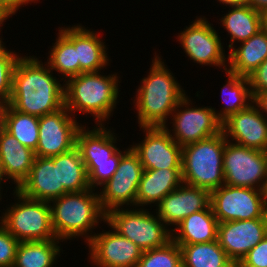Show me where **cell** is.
<instances>
[{
	"label": "cell",
	"mask_w": 267,
	"mask_h": 267,
	"mask_svg": "<svg viewBox=\"0 0 267 267\" xmlns=\"http://www.w3.org/2000/svg\"><path fill=\"white\" fill-rule=\"evenodd\" d=\"M191 105V98L185 95L171 114L173 129L164 126L180 146L198 142L222 131V122L216 117L215 108Z\"/></svg>",
	"instance_id": "30bf717a"
},
{
	"label": "cell",
	"mask_w": 267,
	"mask_h": 267,
	"mask_svg": "<svg viewBox=\"0 0 267 267\" xmlns=\"http://www.w3.org/2000/svg\"><path fill=\"white\" fill-rule=\"evenodd\" d=\"M219 20L230 35L227 46L230 50L235 47V43L246 41L261 30L259 11L247 3L231 6L226 15Z\"/></svg>",
	"instance_id": "83f0119b"
},
{
	"label": "cell",
	"mask_w": 267,
	"mask_h": 267,
	"mask_svg": "<svg viewBox=\"0 0 267 267\" xmlns=\"http://www.w3.org/2000/svg\"><path fill=\"white\" fill-rule=\"evenodd\" d=\"M58 165L59 197L65 193L90 189L86 166L77 147L51 157Z\"/></svg>",
	"instance_id": "4316f807"
},
{
	"label": "cell",
	"mask_w": 267,
	"mask_h": 267,
	"mask_svg": "<svg viewBox=\"0 0 267 267\" xmlns=\"http://www.w3.org/2000/svg\"><path fill=\"white\" fill-rule=\"evenodd\" d=\"M20 56L4 45L0 48V97L6 101L11 96L13 71Z\"/></svg>",
	"instance_id": "836d02e7"
},
{
	"label": "cell",
	"mask_w": 267,
	"mask_h": 267,
	"mask_svg": "<svg viewBox=\"0 0 267 267\" xmlns=\"http://www.w3.org/2000/svg\"><path fill=\"white\" fill-rule=\"evenodd\" d=\"M251 92H260L267 90V59L264 60L258 68L249 76Z\"/></svg>",
	"instance_id": "74e56055"
},
{
	"label": "cell",
	"mask_w": 267,
	"mask_h": 267,
	"mask_svg": "<svg viewBox=\"0 0 267 267\" xmlns=\"http://www.w3.org/2000/svg\"><path fill=\"white\" fill-rule=\"evenodd\" d=\"M119 163H104L98 166H86L89 184L92 189L99 190L116 172ZM99 186V187H98Z\"/></svg>",
	"instance_id": "d590c367"
},
{
	"label": "cell",
	"mask_w": 267,
	"mask_h": 267,
	"mask_svg": "<svg viewBox=\"0 0 267 267\" xmlns=\"http://www.w3.org/2000/svg\"><path fill=\"white\" fill-rule=\"evenodd\" d=\"M93 30L78 24L75 25V49L77 61L80 65V74L101 72L109 64L105 42Z\"/></svg>",
	"instance_id": "d4e9b609"
},
{
	"label": "cell",
	"mask_w": 267,
	"mask_h": 267,
	"mask_svg": "<svg viewBox=\"0 0 267 267\" xmlns=\"http://www.w3.org/2000/svg\"><path fill=\"white\" fill-rule=\"evenodd\" d=\"M143 171L137 154L128 147L114 175L99 188L100 206L105 214L117 208L136 207V195Z\"/></svg>",
	"instance_id": "8fae6325"
},
{
	"label": "cell",
	"mask_w": 267,
	"mask_h": 267,
	"mask_svg": "<svg viewBox=\"0 0 267 267\" xmlns=\"http://www.w3.org/2000/svg\"><path fill=\"white\" fill-rule=\"evenodd\" d=\"M19 243L0 223V267H13Z\"/></svg>",
	"instance_id": "e575fe53"
},
{
	"label": "cell",
	"mask_w": 267,
	"mask_h": 267,
	"mask_svg": "<svg viewBox=\"0 0 267 267\" xmlns=\"http://www.w3.org/2000/svg\"><path fill=\"white\" fill-rule=\"evenodd\" d=\"M183 267H236L218 241L196 244H178Z\"/></svg>",
	"instance_id": "4dcf8cb0"
},
{
	"label": "cell",
	"mask_w": 267,
	"mask_h": 267,
	"mask_svg": "<svg viewBox=\"0 0 267 267\" xmlns=\"http://www.w3.org/2000/svg\"><path fill=\"white\" fill-rule=\"evenodd\" d=\"M218 223L210 205L207 209L189 215L172 228V240L176 244L216 241Z\"/></svg>",
	"instance_id": "603a6c76"
},
{
	"label": "cell",
	"mask_w": 267,
	"mask_h": 267,
	"mask_svg": "<svg viewBox=\"0 0 267 267\" xmlns=\"http://www.w3.org/2000/svg\"><path fill=\"white\" fill-rule=\"evenodd\" d=\"M222 131L227 141L267 152V120L253 103L224 120Z\"/></svg>",
	"instance_id": "e0dca14e"
},
{
	"label": "cell",
	"mask_w": 267,
	"mask_h": 267,
	"mask_svg": "<svg viewBox=\"0 0 267 267\" xmlns=\"http://www.w3.org/2000/svg\"><path fill=\"white\" fill-rule=\"evenodd\" d=\"M264 194H265V199H266V204H267V184H266V187L264 189Z\"/></svg>",
	"instance_id": "681fc988"
},
{
	"label": "cell",
	"mask_w": 267,
	"mask_h": 267,
	"mask_svg": "<svg viewBox=\"0 0 267 267\" xmlns=\"http://www.w3.org/2000/svg\"><path fill=\"white\" fill-rule=\"evenodd\" d=\"M9 106V101H6L0 97V110H8Z\"/></svg>",
	"instance_id": "f6af8a7d"
},
{
	"label": "cell",
	"mask_w": 267,
	"mask_h": 267,
	"mask_svg": "<svg viewBox=\"0 0 267 267\" xmlns=\"http://www.w3.org/2000/svg\"><path fill=\"white\" fill-rule=\"evenodd\" d=\"M35 152L19 143L6 130L0 133V162L5 180L11 179L17 189L28 177Z\"/></svg>",
	"instance_id": "44dd1931"
},
{
	"label": "cell",
	"mask_w": 267,
	"mask_h": 267,
	"mask_svg": "<svg viewBox=\"0 0 267 267\" xmlns=\"http://www.w3.org/2000/svg\"><path fill=\"white\" fill-rule=\"evenodd\" d=\"M16 190L34 200L50 202L59 198L58 165L51 157L36 156L28 177Z\"/></svg>",
	"instance_id": "ffe728a7"
},
{
	"label": "cell",
	"mask_w": 267,
	"mask_h": 267,
	"mask_svg": "<svg viewBox=\"0 0 267 267\" xmlns=\"http://www.w3.org/2000/svg\"><path fill=\"white\" fill-rule=\"evenodd\" d=\"M111 230L95 233L87 243L91 264L97 267H137L142 250L131 240Z\"/></svg>",
	"instance_id": "9a60e30c"
},
{
	"label": "cell",
	"mask_w": 267,
	"mask_h": 267,
	"mask_svg": "<svg viewBox=\"0 0 267 267\" xmlns=\"http://www.w3.org/2000/svg\"><path fill=\"white\" fill-rule=\"evenodd\" d=\"M193 22V23H192ZM191 24L178 33L176 39L182 45L184 53L194 63L219 67L227 70L228 56L221 43V37L207 18L196 17ZM227 59V60H226Z\"/></svg>",
	"instance_id": "7c38bea8"
},
{
	"label": "cell",
	"mask_w": 267,
	"mask_h": 267,
	"mask_svg": "<svg viewBox=\"0 0 267 267\" xmlns=\"http://www.w3.org/2000/svg\"><path fill=\"white\" fill-rule=\"evenodd\" d=\"M247 4L258 11L267 8V0H247Z\"/></svg>",
	"instance_id": "60d3db41"
},
{
	"label": "cell",
	"mask_w": 267,
	"mask_h": 267,
	"mask_svg": "<svg viewBox=\"0 0 267 267\" xmlns=\"http://www.w3.org/2000/svg\"><path fill=\"white\" fill-rule=\"evenodd\" d=\"M137 267H183L181 248L171 240L162 247L143 251Z\"/></svg>",
	"instance_id": "d6a6232c"
},
{
	"label": "cell",
	"mask_w": 267,
	"mask_h": 267,
	"mask_svg": "<svg viewBox=\"0 0 267 267\" xmlns=\"http://www.w3.org/2000/svg\"><path fill=\"white\" fill-rule=\"evenodd\" d=\"M5 130L23 146L36 150L39 141V117L17 111L9 106Z\"/></svg>",
	"instance_id": "1f68e13d"
},
{
	"label": "cell",
	"mask_w": 267,
	"mask_h": 267,
	"mask_svg": "<svg viewBox=\"0 0 267 267\" xmlns=\"http://www.w3.org/2000/svg\"><path fill=\"white\" fill-rule=\"evenodd\" d=\"M227 75V83L221 89L224 106L220 111H215L216 117L223 122L230 115L247 109L253 103L249 78L224 71Z\"/></svg>",
	"instance_id": "f1b7e54d"
},
{
	"label": "cell",
	"mask_w": 267,
	"mask_h": 267,
	"mask_svg": "<svg viewBox=\"0 0 267 267\" xmlns=\"http://www.w3.org/2000/svg\"><path fill=\"white\" fill-rule=\"evenodd\" d=\"M210 202L219 223L267 218L264 190L223 184L211 191Z\"/></svg>",
	"instance_id": "9c48e42d"
},
{
	"label": "cell",
	"mask_w": 267,
	"mask_h": 267,
	"mask_svg": "<svg viewBox=\"0 0 267 267\" xmlns=\"http://www.w3.org/2000/svg\"><path fill=\"white\" fill-rule=\"evenodd\" d=\"M3 26H0V29H2ZM2 30H0V33H1ZM0 48L5 44L4 42H2V36H0Z\"/></svg>",
	"instance_id": "c3c4849f"
},
{
	"label": "cell",
	"mask_w": 267,
	"mask_h": 267,
	"mask_svg": "<svg viewBox=\"0 0 267 267\" xmlns=\"http://www.w3.org/2000/svg\"><path fill=\"white\" fill-rule=\"evenodd\" d=\"M81 73L65 80V107L72 114H91L97 124H104L116 108L119 95L117 73Z\"/></svg>",
	"instance_id": "277c9868"
},
{
	"label": "cell",
	"mask_w": 267,
	"mask_h": 267,
	"mask_svg": "<svg viewBox=\"0 0 267 267\" xmlns=\"http://www.w3.org/2000/svg\"><path fill=\"white\" fill-rule=\"evenodd\" d=\"M252 95H253V104L258 108L260 113L267 120V90L260 92H252Z\"/></svg>",
	"instance_id": "ab89813d"
},
{
	"label": "cell",
	"mask_w": 267,
	"mask_h": 267,
	"mask_svg": "<svg viewBox=\"0 0 267 267\" xmlns=\"http://www.w3.org/2000/svg\"><path fill=\"white\" fill-rule=\"evenodd\" d=\"M8 110H0V133L6 128V116Z\"/></svg>",
	"instance_id": "ee69618b"
},
{
	"label": "cell",
	"mask_w": 267,
	"mask_h": 267,
	"mask_svg": "<svg viewBox=\"0 0 267 267\" xmlns=\"http://www.w3.org/2000/svg\"><path fill=\"white\" fill-rule=\"evenodd\" d=\"M210 201L209 190L182 183L156 205V213L171 229L189 215L207 209Z\"/></svg>",
	"instance_id": "ac0fdd59"
},
{
	"label": "cell",
	"mask_w": 267,
	"mask_h": 267,
	"mask_svg": "<svg viewBox=\"0 0 267 267\" xmlns=\"http://www.w3.org/2000/svg\"><path fill=\"white\" fill-rule=\"evenodd\" d=\"M236 267H267V235L242 258Z\"/></svg>",
	"instance_id": "8d00e7d4"
},
{
	"label": "cell",
	"mask_w": 267,
	"mask_h": 267,
	"mask_svg": "<svg viewBox=\"0 0 267 267\" xmlns=\"http://www.w3.org/2000/svg\"><path fill=\"white\" fill-rule=\"evenodd\" d=\"M239 44L228 53L227 70L248 77L267 59V33L260 30L256 35Z\"/></svg>",
	"instance_id": "cb8c5ba5"
},
{
	"label": "cell",
	"mask_w": 267,
	"mask_h": 267,
	"mask_svg": "<svg viewBox=\"0 0 267 267\" xmlns=\"http://www.w3.org/2000/svg\"><path fill=\"white\" fill-rule=\"evenodd\" d=\"M27 0H0V22H5L7 18L15 15L22 5H28Z\"/></svg>",
	"instance_id": "f35d334b"
},
{
	"label": "cell",
	"mask_w": 267,
	"mask_h": 267,
	"mask_svg": "<svg viewBox=\"0 0 267 267\" xmlns=\"http://www.w3.org/2000/svg\"><path fill=\"white\" fill-rule=\"evenodd\" d=\"M182 183V169L144 170L136 195V207L158 205Z\"/></svg>",
	"instance_id": "7402d4cb"
},
{
	"label": "cell",
	"mask_w": 267,
	"mask_h": 267,
	"mask_svg": "<svg viewBox=\"0 0 267 267\" xmlns=\"http://www.w3.org/2000/svg\"><path fill=\"white\" fill-rule=\"evenodd\" d=\"M28 2H29V4H31V3H36V2H38V0H27Z\"/></svg>",
	"instance_id": "f907efd6"
},
{
	"label": "cell",
	"mask_w": 267,
	"mask_h": 267,
	"mask_svg": "<svg viewBox=\"0 0 267 267\" xmlns=\"http://www.w3.org/2000/svg\"><path fill=\"white\" fill-rule=\"evenodd\" d=\"M59 239L20 242L13 267H54L61 248ZM55 264V265H54Z\"/></svg>",
	"instance_id": "f546056e"
},
{
	"label": "cell",
	"mask_w": 267,
	"mask_h": 267,
	"mask_svg": "<svg viewBox=\"0 0 267 267\" xmlns=\"http://www.w3.org/2000/svg\"><path fill=\"white\" fill-rule=\"evenodd\" d=\"M224 184L264 190L267 152L227 141L223 152Z\"/></svg>",
	"instance_id": "ba28073f"
},
{
	"label": "cell",
	"mask_w": 267,
	"mask_h": 267,
	"mask_svg": "<svg viewBox=\"0 0 267 267\" xmlns=\"http://www.w3.org/2000/svg\"><path fill=\"white\" fill-rule=\"evenodd\" d=\"M227 139L223 131L182 146V181L209 190L224 184L223 152Z\"/></svg>",
	"instance_id": "5b68a950"
},
{
	"label": "cell",
	"mask_w": 267,
	"mask_h": 267,
	"mask_svg": "<svg viewBox=\"0 0 267 267\" xmlns=\"http://www.w3.org/2000/svg\"><path fill=\"white\" fill-rule=\"evenodd\" d=\"M219 1V3L221 4H225L226 7L229 6H236V5H243L247 3V0H217V2Z\"/></svg>",
	"instance_id": "7bdbcfd3"
},
{
	"label": "cell",
	"mask_w": 267,
	"mask_h": 267,
	"mask_svg": "<svg viewBox=\"0 0 267 267\" xmlns=\"http://www.w3.org/2000/svg\"><path fill=\"white\" fill-rule=\"evenodd\" d=\"M267 235V218L218 223L217 241L237 265Z\"/></svg>",
	"instance_id": "2e32d148"
},
{
	"label": "cell",
	"mask_w": 267,
	"mask_h": 267,
	"mask_svg": "<svg viewBox=\"0 0 267 267\" xmlns=\"http://www.w3.org/2000/svg\"><path fill=\"white\" fill-rule=\"evenodd\" d=\"M6 182V180L5 179H0V193H1V189H2V184H4L5 182ZM2 199V195L0 194V200Z\"/></svg>",
	"instance_id": "bcb514c9"
},
{
	"label": "cell",
	"mask_w": 267,
	"mask_h": 267,
	"mask_svg": "<svg viewBox=\"0 0 267 267\" xmlns=\"http://www.w3.org/2000/svg\"><path fill=\"white\" fill-rule=\"evenodd\" d=\"M155 52L147 77L140 81L133 101L140 127L167 125L174 109L186 95L184 88ZM170 116V117H169Z\"/></svg>",
	"instance_id": "7a4b0ae2"
},
{
	"label": "cell",
	"mask_w": 267,
	"mask_h": 267,
	"mask_svg": "<svg viewBox=\"0 0 267 267\" xmlns=\"http://www.w3.org/2000/svg\"><path fill=\"white\" fill-rule=\"evenodd\" d=\"M96 126L90 130L89 127L83 125L77 133L76 147L81 154L85 166L119 163L121 156L128 149L121 151L117 147L118 139L112 129L106 128L104 124H96Z\"/></svg>",
	"instance_id": "d6986e66"
},
{
	"label": "cell",
	"mask_w": 267,
	"mask_h": 267,
	"mask_svg": "<svg viewBox=\"0 0 267 267\" xmlns=\"http://www.w3.org/2000/svg\"><path fill=\"white\" fill-rule=\"evenodd\" d=\"M144 140L131 145L144 170L182 169V146L178 145L164 126L139 127Z\"/></svg>",
	"instance_id": "5bb4252c"
},
{
	"label": "cell",
	"mask_w": 267,
	"mask_h": 267,
	"mask_svg": "<svg viewBox=\"0 0 267 267\" xmlns=\"http://www.w3.org/2000/svg\"><path fill=\"white\" fill-rule=\"evenodd\" d=\"M95 190L65 193L49 202L52 229L57 239L65 241L80 236L87 244L93 238L92 230L106 221Z\"/></svg>",
	"instance_id": "3957f363"
},
{
	"label": "cell",
	"mask_w": 267,
	"mask_h": 267,
	"mask_svg": "<svg viewBox=\"0 0 267 267\" xmlns=\"http://www.w3.org/2000/svg\"><path fill=\"white\" fill-rule=\"evenodd\" d=\"M104 223L131 240L142 251L162 247L172 240V230L157 213L152 214L145 208L127 207L110 210L106 213Z\"/></svg>",
	"instance_id": "52a82bcc"
},
{
	"label": "cell",
	"mask_w": 267,
	"mask_h": 267,
	"mask_svg": "<svg viewBox=\"0 0 267 267\" xmlns=\"http://www.w3.org/2000/svg\"><path fill=\"white\" fill-rule=\"evenodd\" d=\"M0 179H5L0 162Z\"/></svg>",
	"instance_id": "7dc6e473"
},
{
	"label": "cell",
	"mask_w": 267,
	"mask_h": 267,
	"mask_svg": "<svg viewBox=\"0 0 267 267\" xmlns=\"http://www.w3.org/2000/svg\"><path fill=\"white\" fill-rule=\"evenodd\" d=\"M261 30L267 33V8L259 11Z\"/></svg>",
	"instance_id": "b9f144b4"
},
{
	"label": "cell",
	"mask_w": 267,
	"mask_h": 267,
	"mask_svg": "<svg viewBox=\"0 0 267 267\" xmlns=\"http://www.w3.org/2000/svg\"><path fill=\"white\" fill-rule=\"evenodd\" d=\"M75 114L64 106L39 117V141L35 156L52 157L76 147L77 133L83 125L77 122Z\"/></svg>",
	"instance_id": "4fadbf2b"
},
{
	"label": "cell",
	"mask_w": 267,
	"mask_h": 267,
	"mask_svg": "<svg viewBox=\"0 0 267 267\" xmlns=\"http://www.w3.org/2000/svg\"><path fill=\"white\" fill-rule=\"evenodd\" d=\"M53 74L48 64L36 56H20L13 71L9 105L36 117L63 108L65 84Z\"/></svg>",
	"instance_id": "6da1fadb"
},
{
	"label": "cell",
	"mask_w": 267,
	"mask_h": 267,
	"mask_svg": "<svg viewBox=\"0 0 267 267\" xmlns=\"http://www.w3.org/2000/svg\"><path fill=\"white\" fill-rule=\"evenodd\" d=\"M13 191L17 201L0 216L1 225L19 242L57 239L51 224L50 203L27 198L16 189Z\"/></svg>",
	"instance_id": "8992f818"
},
{
	"label": "cell",
	"mask_w": 267,
	"mask_h": 267,
	"mask_svg": "<svg viewBox=\"0 0 267 267\" xmlns=\"http://www.w3.org/2000/svg\"><path fill=\"white\" fill-rule=\"evenodd\" d=\"M56 42L50 48L46 61L52 71L62 74V81L80 74V65L77 61L75 49V25L59 27ZM66 78V79H65Z\"/></svg>",
	"instance_id": "484cf974"
}]
</instances>
